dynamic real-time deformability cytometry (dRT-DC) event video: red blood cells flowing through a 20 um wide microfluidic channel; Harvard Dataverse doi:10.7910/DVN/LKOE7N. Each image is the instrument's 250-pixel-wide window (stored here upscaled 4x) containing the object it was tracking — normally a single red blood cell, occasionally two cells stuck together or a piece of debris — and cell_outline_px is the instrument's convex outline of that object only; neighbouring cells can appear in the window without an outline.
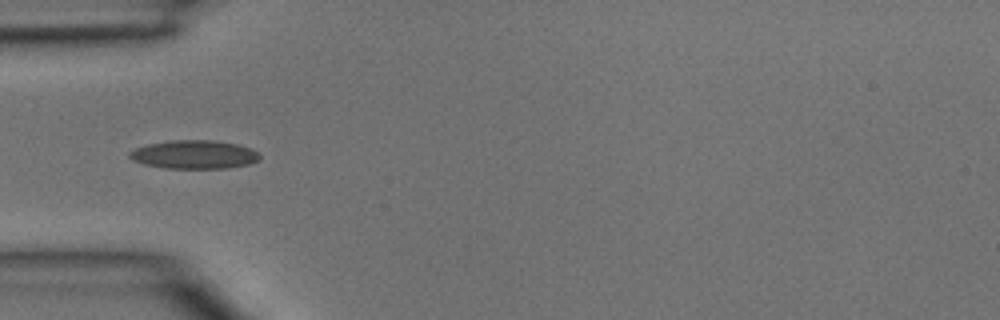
{"species": "common noctule bat (a hibernating species)", "species_latin": "Nyctalus noctula", "temperature_condition": "room temperature", "stored_images_in_passage": 3, "camera_frame_rate_fps": 3000, "um_per_image_px": 0.085, "animal": {"sex": "male", "body_mass_g": 15.6}, "frame": {"image": 1, "passage_image": 3, "time_ms": 0.667, "image_size_px": [1000, 320], "cell_outline_px": [[260, 160], [248, 164], [228, 168], [164, 168], [144, 164], [132, 160], [128, 156], [128, 152], [136, 148], [148, 144], [172, 140], [212, 140], [236, 144], [252, 148], [260, 152]], "centroid_in_image_um": [16.52, 13.13], "position_along_channel_um": 68.5, "area_um2": 21.73}}